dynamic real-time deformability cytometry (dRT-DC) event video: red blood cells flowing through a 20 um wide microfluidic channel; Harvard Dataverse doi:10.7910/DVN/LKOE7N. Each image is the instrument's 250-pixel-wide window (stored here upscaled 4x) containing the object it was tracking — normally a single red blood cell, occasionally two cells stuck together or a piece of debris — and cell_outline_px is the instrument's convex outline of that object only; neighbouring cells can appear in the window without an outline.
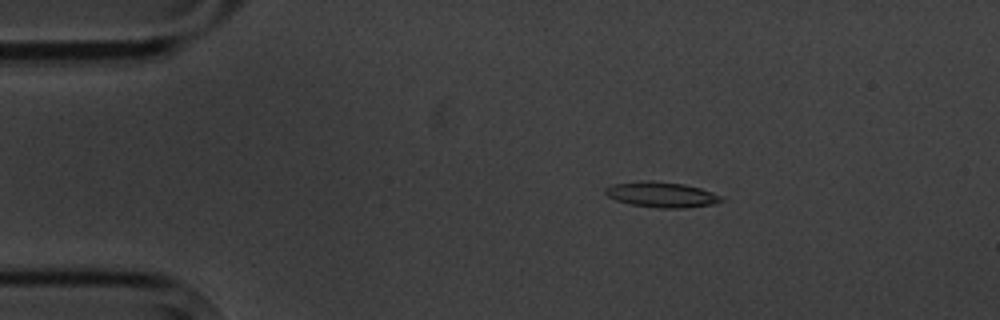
{"species": "common noctule bat (a hibernating species)", "species_latin": "Nyctalus noctula", "temperature_condition": "cold", "stored_images_in_passage": 9, "camera_frame_rate_fps": 3000, "um_per_image_px": 0.085, "animal": {"sex": "male", "body_mass_g": 20.1, "forearm_length_mm": 53.5}, "frame": {"image": 1, "passage_image": 3, "time_ms": 2.333, "image_size_px": [1000, 320], "cell_outline_px": [[724, 200], [712, 204], [684, 208], [660, 208], [632, 204], [616, 200], [608, 196], [604, 192], [604, 188], [616, 184], [644, 180], [652, 180], [684, 184], [700, 188], [724, 196]], "centroid_in_image_um": [56.26, 16.53], "position_along_channel_um": 28.7, "area_um2": 17.11}}
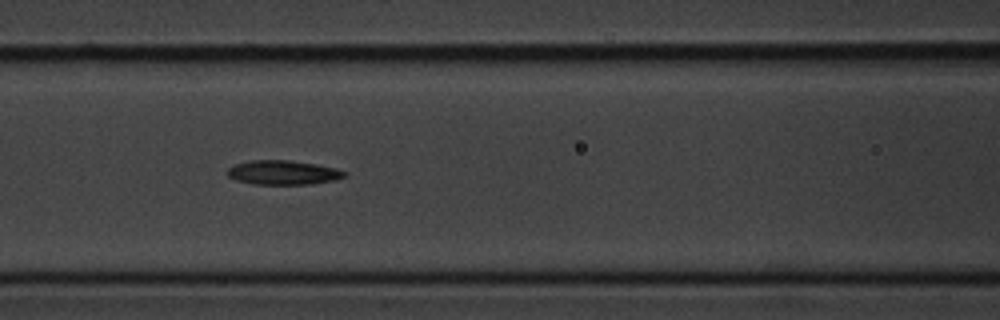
{"frame": {"image": 2, "passage_image": 7, "time_ms": 7.0, "image_size_px": [1000, 320], "cell_outline_px": [[348, 172], [344, 176], [336, 180], [308, 184], [252, 184], [236, 180], [228, 176], [224, 172], [232, 164], [252, 160], [288, 160], [316, 164], [336, 168]], "centroid_in_image_um": [24.01, 14.66], "position_along_channel_um": 142.6, "area_um2": 16.7}}
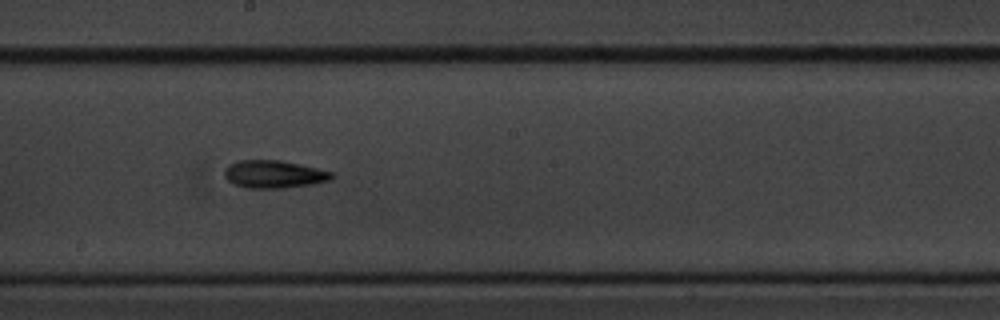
{"frame": {"image": 3, "passage_image": 9, "time_ms": 9.333, "image_size_px": [1000, 320], "cell_outline_px": [[336, 176], [332, 180], [316, 184], [284, 188], [248, 188], [232, 184], [224, 176], [224, 168], [228, 164], [236, 160], [280, 160], [300, 164], [332, 172]], "centroid_in_image_um": [23.29, 14.81], "position_along_channel_um": 224.9, "area_um2": 17.69}}